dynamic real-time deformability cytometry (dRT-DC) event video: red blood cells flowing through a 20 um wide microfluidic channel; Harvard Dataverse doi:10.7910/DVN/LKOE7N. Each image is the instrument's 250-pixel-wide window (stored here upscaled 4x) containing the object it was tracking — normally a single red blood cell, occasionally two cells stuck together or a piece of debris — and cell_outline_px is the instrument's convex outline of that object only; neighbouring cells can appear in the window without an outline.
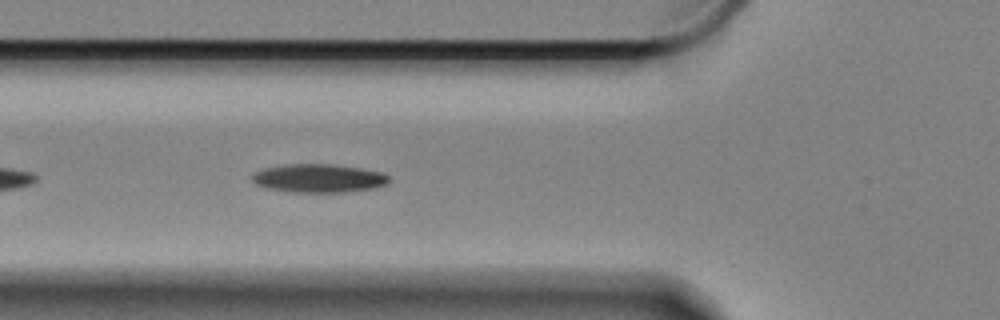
{"species": "Egyptian fruit bat (a non-hibernating species)", "species_latin": "Rousettus aegyptiacus", "temperature_condition": "cold", "stored_images_in_passage": 23, "camera_frame_rate_fps": 3000, "um_per_image_px": 0.085, "animal": {"sex": "female"}, "frame": {"image": 1, "passage_image": 4, "time_ms": 1.0, "image_size_px": [1000, 320], "cell_outline_px": [[388, 184], [376, 188], [344, 192], [288, 192], [264, 188], [256, 184], [252, 180], [252, 172], [264, 168], [284, 164], [332, 164], [360, 168], [380, 172], [388, 176]], "centroid_in_image_um": [27.04, 15.16], "position_along_channel_um": 98.8, "area_um2": 22.89}}
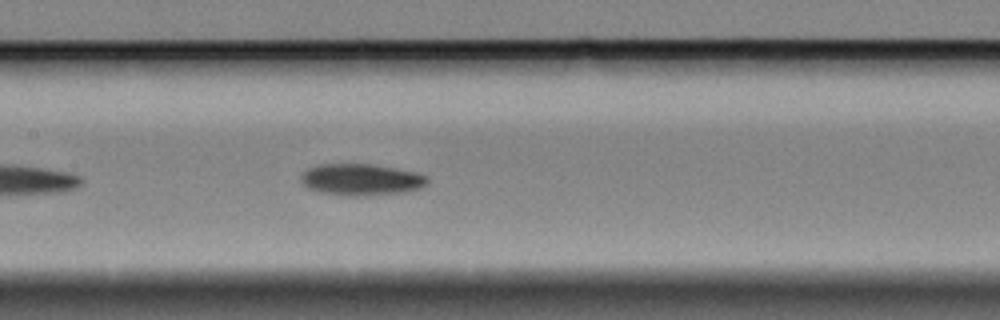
{"frame": {"image": 2, "passage_image": 11, "time_ms": 3.333, "image_size_px": [1000, 320], "cell_outline_px": [[428, 180], [420, 188], [404, 192], [364, 196], [352, 196], [320, 192], [308, 188], [300, 180], [300, 176], [308, 168], [320, 164], [368, 164], [416, 172], [428, 176]], "centroid_in_image_um": [30.68, 15.27], "position_along_channel_um": 176.7, "area_um2": 23.06}}
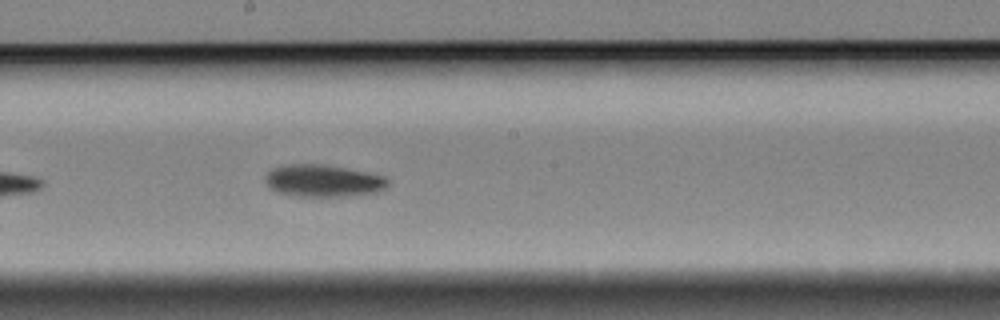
{"frame": {"image": 3, "passage_image": 15, "time_ms": 4.667, "image_size_px": [1000, 320], "cell_outline_px": [[388, 184], [380, 192], [356, 196], [292, 196], [276, 192], [268, 188], [264, 180], [268, 172], [272, 168], [288, 164], [320, 164], [368, 172], [388, 176]], "centroid_in_image_um": [27.48, 15.38], "position_along_channel_um": 220.7, "area_um2": 23.35}}